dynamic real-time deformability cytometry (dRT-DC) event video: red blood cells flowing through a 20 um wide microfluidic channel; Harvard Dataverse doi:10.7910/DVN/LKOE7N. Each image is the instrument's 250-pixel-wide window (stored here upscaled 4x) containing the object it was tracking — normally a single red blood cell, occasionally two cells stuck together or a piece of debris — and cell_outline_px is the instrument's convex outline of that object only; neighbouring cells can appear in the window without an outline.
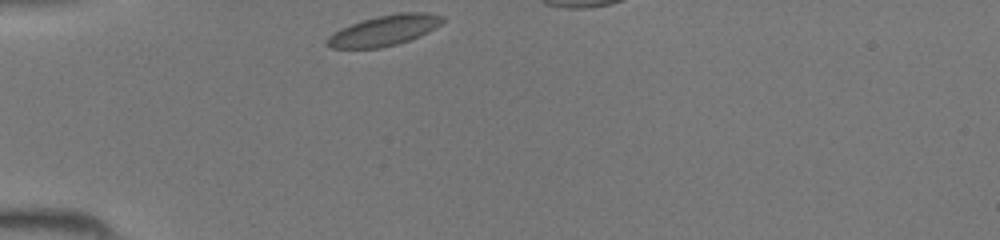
{"species": "common noctule bat (a hibernating species)", "species_latin": "Nyctalus noctula", "temperature_condition": "room temperature", "stored_images_in_passage": 26, "camera_frame_rate_fps": 3000, "um_per_image_px": 0.085, "animal": {"sex": "female", "body_mass_g": 19.5, "forearm_length_mm": 54.1}, "frame": {"image": 1, "passage_image": 1, "time_ms": 0.0, "image_size_px": [1000, 240], "cell_outline_px": [[444, 20], [440, 24], [428, 32], [408, 40], [396, 44], [380, 48], [332, 48], [324, 44], [324, 40], [328, 36], [340, 28], [376, 16], [396, 12], [424, 12], [444, 16]], "centroid_in_image_um": [32.63, 2.58], "position_along_channel_um": 52.4, "area_um2": 20.46}}
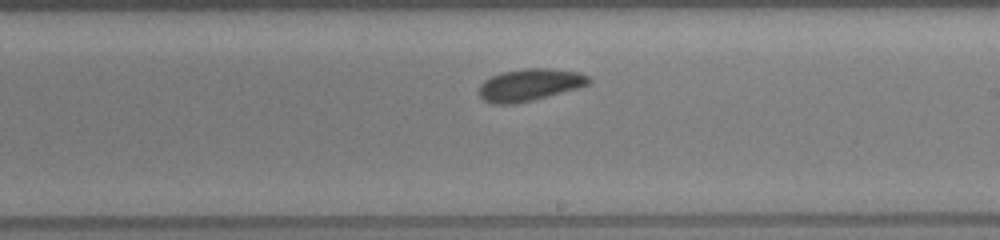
{"frame": {"image": 2, "passage_image": 15, "time_ms": 4.667, "image_size_px": [1000, 240], "cell_outline_px": [[592, 80], [588, 84], [580, 88], [516, 104], [492, 104], [484, 100], [476, 92], [480, 84], [484, 80], [492, 76], [504, 72], [524, 68], [552, 68], [580, 72], [592, 76]], "centroid_in_image_um": [45.05, 7.21], "position_along_channel_um": 244.0, "area_um2": 20.92}}
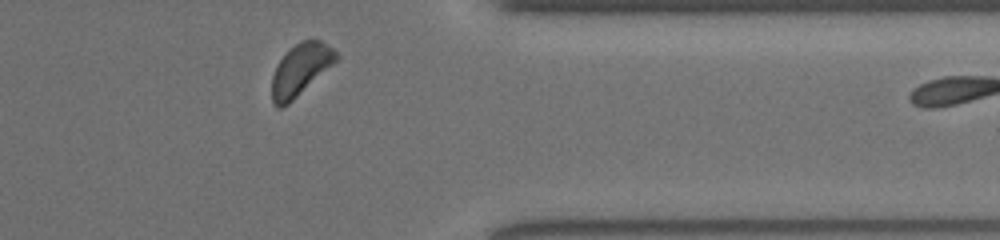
{"frame": {"image": 3, "passage_image": 25, "time_ms": 8.0, "image_size_px": [1000, 240], "cell_outline_px": [[340, 56], [332, 64], [288, 104], [280, 108], [276, 108], [272, 104], [272, 76], [280, 60], [300, 40], [320, 40], [332, 48]], "centroid_in_image_um": [25.52, 5.93], "position_along_channel_um": 385.9, "area_um2": 18.73}}